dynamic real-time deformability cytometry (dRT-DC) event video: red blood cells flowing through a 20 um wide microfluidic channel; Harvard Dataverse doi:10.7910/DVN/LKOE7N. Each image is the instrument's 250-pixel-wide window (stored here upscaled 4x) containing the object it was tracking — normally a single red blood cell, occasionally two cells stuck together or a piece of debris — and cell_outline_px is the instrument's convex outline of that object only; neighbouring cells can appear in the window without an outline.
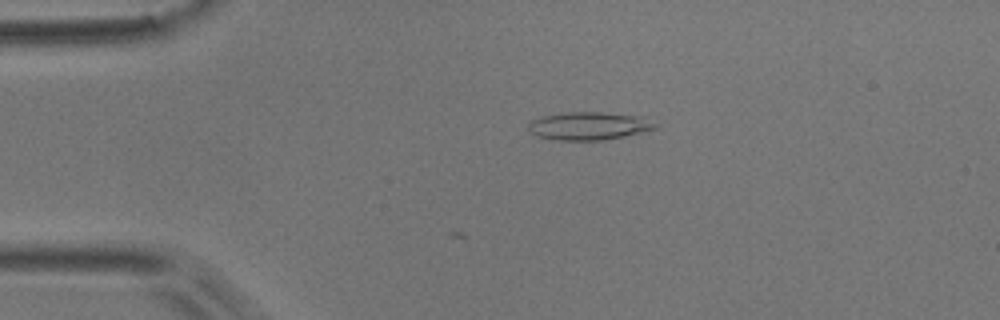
{"species": "common noctule bat (a hibernating species)", "species_latin": "Nyctalus noctula", "temperature_condition": "room temperature", "stored_images_in_passage": 5, "camera_frame_rate_fps": 3000, "um_per_image_px": 0.085, "animal": {"sex": "male", "body_mass_g": 17.9}, "frame": {"image": 1, "passage_image": 3, "time_ms": 0.667, "image_size_px": [1000, 320], "cell_outline_px": [[660, 124], [656, 128], [644, 132], [604, 140], [556, 140], [540, 136], [532, 132], [528, 128], [528, 120], [544, 116], [564, 112], [600, 112], [644, 116]], "centroid_in_image_um": [50.12, 10.69], "position_along_channel_um": 34.9, "area_um2": 20.87}}